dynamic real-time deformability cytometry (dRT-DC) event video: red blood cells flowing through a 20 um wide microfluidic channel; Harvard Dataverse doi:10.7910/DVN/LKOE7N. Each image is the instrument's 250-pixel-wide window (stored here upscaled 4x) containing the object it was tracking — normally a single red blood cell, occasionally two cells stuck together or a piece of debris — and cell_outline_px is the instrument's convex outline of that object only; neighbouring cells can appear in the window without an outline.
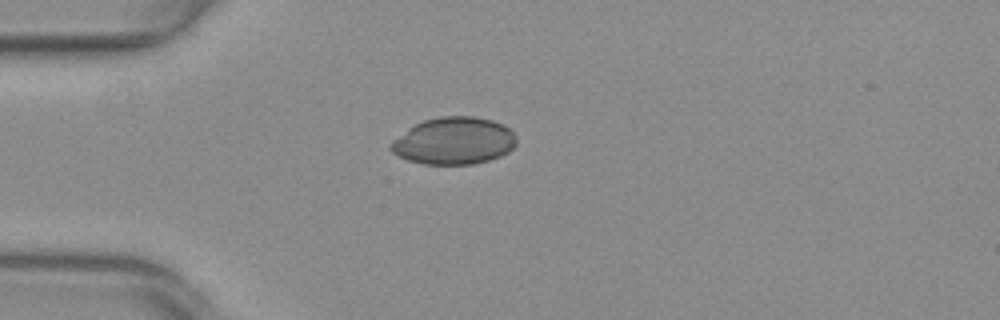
{"species": "common noctule bat (a hibernating species)", "species_latin": "Nyctalus noctula", "temperature_condition": "warm", "stored_images_in_passage": 5, "camera_frame_rate_fps": 3000, "um_per_image_px": 0.085, "animal": {"sex": "female", "body_mass_g": 29.2, "forearm_length_mm": 56.3}, "frame": {"image": 1, "passage_image": 1, "time_ms": 0.0, "image_size_px": [1000, 320], "cell_outline_px": [[516, 144], [508, 152], [500, 156], [488, 160], [472, 164], [424, 164], [408, 160], [392, 152], [388, 148], [388, 144], [392, 140], [408, 128], [424, 120], [440, 116], [476, 116], [492, 120], [504, 124], [512, 132], [516, 140]], "centroid_in_image_um": [38.56, 11.97], "position_along_channel_um": 46.4, "area_um2": 34.56}}